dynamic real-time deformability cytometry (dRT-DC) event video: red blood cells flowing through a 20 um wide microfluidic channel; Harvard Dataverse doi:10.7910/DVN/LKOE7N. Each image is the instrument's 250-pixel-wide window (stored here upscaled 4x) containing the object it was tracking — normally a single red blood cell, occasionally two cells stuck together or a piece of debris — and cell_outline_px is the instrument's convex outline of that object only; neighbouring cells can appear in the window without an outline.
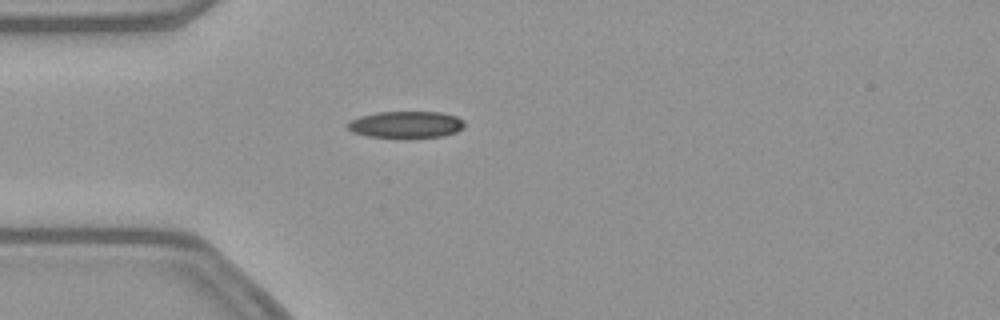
{"species": "common noctule bat (a hibernating species)", "species_latin": "Nyctalus noctula", "temperature_condition": "warm", "stored_images_in_passage": 47, "camera_frame_rate_fps": 3000, "um_per_image_px": 0.085, "animal": {"sex": "female", "body_mass_g": 21.9}, "frame": {"image": 1, "passage_image": 9, "time_ms": 2.667, "image_size_px": [1000, 320], "cell_outline_px": [[464, 128], [456, 132], [444, 136], [408, 140], [404, 140], [368, 136], [352, 132], [348, 128], [348, 124], [352, 120], [360, 116], [376, 112], [440, 112], [456, 116], [464, 120]], "centroid_in_image_um": [34.55, 10.63], "position_along_channel_um": 50.5, "area_um2": 18.9}}
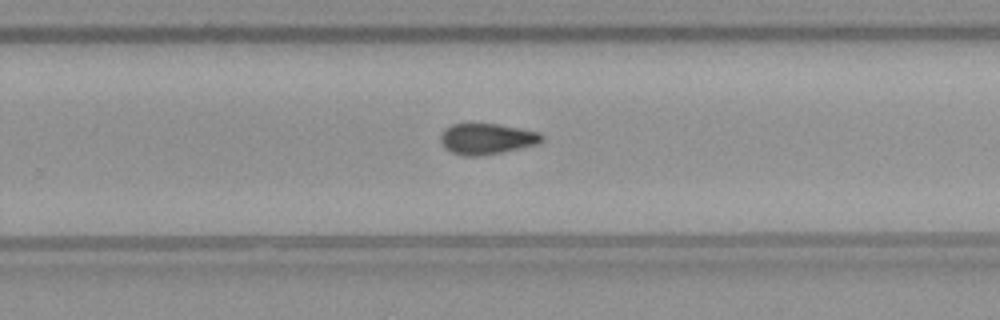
{"frame": {"image": 2, "passage_image": 28, "time_ms": 9.0, "image_size_px": [1000, 320], "cell_outline_px": [[544, 140], [540, 144], [504, 152], [480, 156], [464, 156], [452, 152], [444, 148], [440, 140], [440, 136], [444, 128], [452, 124], [472, 120], [496, 124], [540, 132], [544, 136]], "centroid_in_image_um": [41.36, 11.77], "position_along_channel_um": 288.4, "area_um2": 19.07}}
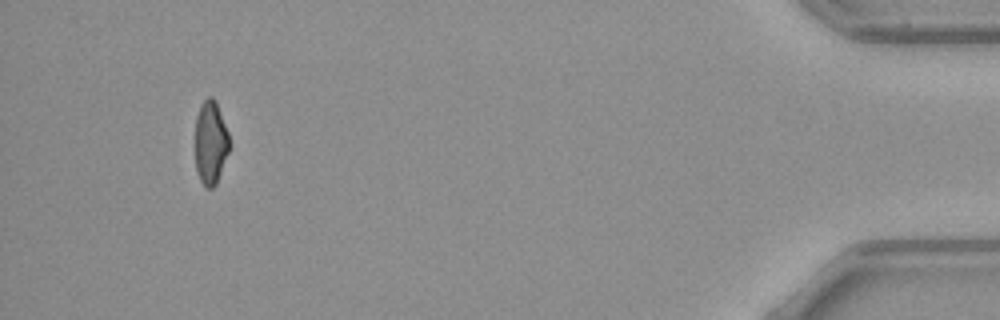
{"frame": {"image": 3, "passage_image": 44, "time_ms": 14.333, "image_size_px": [1000, 320], "cell_outline_px": [[228, 152], [216, 184], [212, 188], [204, 188], [196, 172], [196, 116], [200, 104], [208, 96], [212, 96], [216, 100], [228, 132]], "centroid_in_image_um": [17.88, 12.1], "position_along_channel_um": 417.3, "area_um2": 16.59}, "authors_computed_cell_mechanics": {"area_um2": 18.2648, "velocity_mm_per_s": 3.8848, "shape_relaxation_time_tau1_ms": null, "shape_relaxation_time_tau2_ms": 10.6311, "deformation_change_tau1": null, "deformation_change_tau2": 0.2141}}